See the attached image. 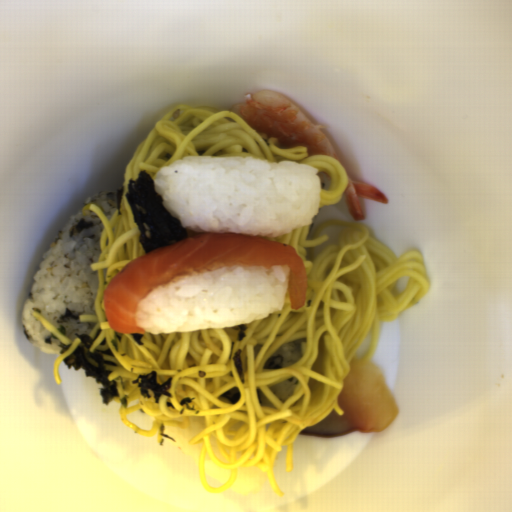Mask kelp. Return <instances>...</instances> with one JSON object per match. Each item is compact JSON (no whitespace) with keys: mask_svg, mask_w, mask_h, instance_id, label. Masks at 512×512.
Listing matches in <instances>:
<instances>
[{"mask_svg":"<svg viewBox=\"0 0 512 512\" xmlns=\"http://www.w3.org/2000/svg\"><path fill=\"white\" fill-rule=\"evenodd\" d=\"M126 201L136 223L140 245L145 253L167 244L188 239L187 228L172 217L155 190L153 178L144 170L128 180Z\"/></svg>","mask_w":512,"mask_h":512,"instance_id":"obj_1","label":"kelp"},{"mask_svg":"<svg viewBox=\"0 0 512 512\" xmlns=\"http://www.w3.org/2000/svg\"><path fill=\"white\" fill-rule=\"evenodd\" d=\"M101 329H98L93 337L89 333H76V338L80 339V344L72 350L62 360L66 369H72L74 372L84 369L88 378H93L97 384H101L100 395L103 404L106 406L111 400L119 397L118 385L115 379L108 380L111 371L107 367L116 366L111 360H105L104 357L114 358L111 348L105 350L95 349L91 351L93 343L101 336Z\"/></svg>","mask_w":512,"mask_h":512,"instance_id":"obj_2","label":"kelp"},{"mask_svg":"<svg viewBox=\"0 0 512 512\" xmlns=\"http://www.w3.org/2000/svg\"><path fill=\"white\" fill-rule=\"evenodd\" d=\"M173 377H169L167 380L163 382V384H159L157 382V373L156 371H152L148 375H138L136 379H133L131 384H136L137 389H139L140 395L145 398H151L149 390L152 391L155 404L159 403V399L161 396H166L168 398L172 397L170 392V388L172 385Z\"/></svg>","mask_w":512,"mask_h":512,"instance_id":"obj_3","label":"kelp"},{"mask_svg":"<svg viewBox=\"0 0 512 512\" xmlns=\"http://www.w3.org/2000/svg\"><path fill=\"white\" fill-rule=\"evenodd\" d=\"M232 360L237 368V372H238V376L241 380V383L242 385L245 384V371H244V361H243V354H242V350H237L233 357H232Z\"/></svg>","mask_w":512,"mask_h":512,"instance_id":"obj_4","label":"kelp"},{"mask_svg":"<svg viewBox=\"0 0 512 512\" xmlns=\"http://www.w3.org/2000/svg\"><path fill=\"white\" fill-rule=\"evenodd\" d=\"M194 401V398L192 396H185L181 399L179 405L182 406V408L179 411V414H183L185 410H189L191 412H194V415L199 414L200 410L197 408L192 407V402Z\"/></svg>","mask_w":512,"mask_h":512,"instance_id":"obj_5","label":"kelp"},{"mask_svg":"<svg viewBox=\"0 0 512 512\" xmlns=\"http://www.w3.org/2000/svg\"><path fill=\"white\" fill-rule=\"evenodd\" d=\"M222 400L229 402L231 404H236L241 399V394L239 388H233L224 395L221 396Z\"/></svg>","mask_w":512,"mask_h":512,"instance_id":"obj_6","label":"kelp"},{"mask_svg":"<svg viewBox=\"0 0 512 512\" xmlns=\"http://www.w3.org/2000/svg\"><path fill=\"white\" fill-rule=\"evenodd\" d=\"M247 329L248 327L245 323L231 327V330H235L237 333V341H241L247 337Z\"/></svg>","mask_w":512,"mask_h":512,"instance_id":"obj_7","label":"kelp"},{"mask_svg":"<svg viewBox=\"0 0 512 512\" xmlns=\"http://www.w3.org/2000/svg\"><path fill=\"white\" fill-rule=\"evenodd\" d=\"M125 188L121 186L116 190V200H117V213L120 216L122 214V201L124 196Z\"/></svg>","mask_w":512,"mask_h":512,"instance_id":"obj_8","label":"kelp"},{"mask_svg":"<svg viewBox=\"0 0 512 512\" xmlns=\"http://www.w3.org/2000/svg\"><path fill=\"white\" fill-rule=\"evenodd\" d=\"M133 340L139 345L142 346L144 342H142V339L144 338L142 333H130Z\"/></svg>","mask_w":512,"mask_h":512,"instance_id":"obj_9","label":"kelp"},{"mask_svg":"<svg viewBox=\"0 0 512 512\" xmlns=\"http://www.w3.org/2000/svg\"><path fill=\"white\" fill-rule=\"evenodd\" d=\"M71 347V344H64L63 342H59L58 348H60L59 354H63L65 351H67Z\"/></svg>","mask_w":512,"mask_h":512,"instance_id":"obj_10","label":"kelp"}]
</instances>
